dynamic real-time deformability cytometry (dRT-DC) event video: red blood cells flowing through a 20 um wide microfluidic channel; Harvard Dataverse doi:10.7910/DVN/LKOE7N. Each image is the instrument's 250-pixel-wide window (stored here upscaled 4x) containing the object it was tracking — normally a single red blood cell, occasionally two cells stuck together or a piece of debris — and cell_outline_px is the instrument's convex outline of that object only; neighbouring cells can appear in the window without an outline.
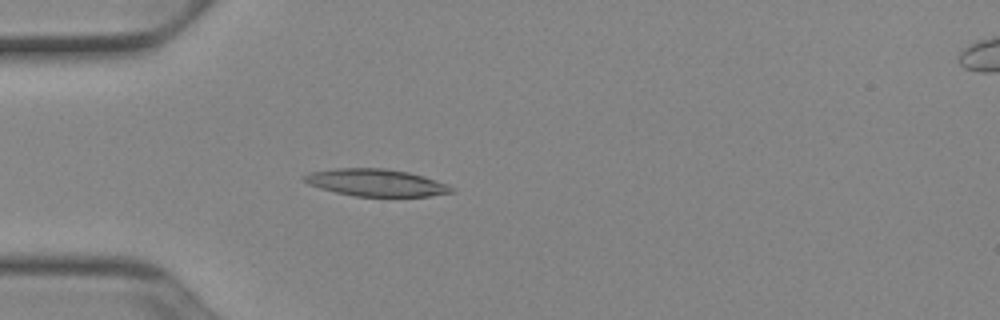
{"species": "Egyptian fruit bat (a non-hibernating species)", "species_latin": "Rousettus aegyptiacus", "temperature_condition": "cold", "stored_images_in_passage": 47, "camera_frame_rate_fps": 3000, "um_per_image_px": 0.085, "animal": {"sex": "female"}, "frame": {"image": 1, "passage_image": 10, "time_ms": 3.0, "image_size_px": [1000, 320], "cell_outline_px": [[456, 188], [452, 192], [428, 196], [356, 196], [336, 192], [320, 188], [308, 184], [304, 180], [304, 176], [312, 172], [336, 168], [384, 168], [408, 172], [424, 176], [448, 184]], "centroid_in_image_um": [32.0, 15.52], "position_along_channel_um": 53.0, "area_um2": 23.12}}
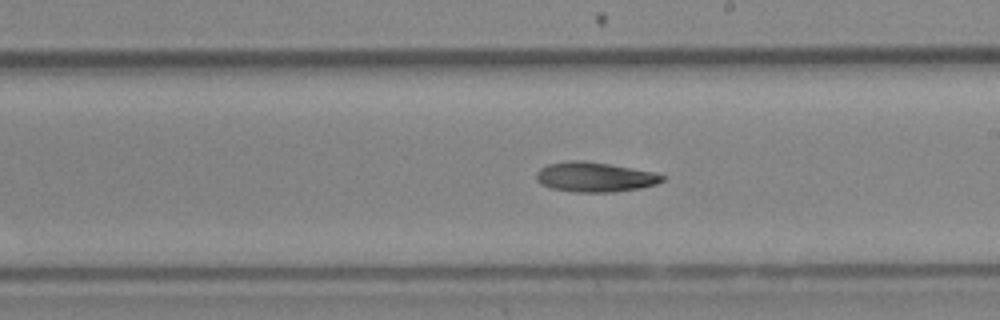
{"frame": {"image": 2, "passage_image": 25, "time_ms": 8.0, "image_size_px": [1000, 320], "cell_outline_px": [[664, 180], [656, 184], [640, 188], [616, 192], [576, 192], [552, 188], [540, 184], [536, 180], [536, 172], [540, 168], [548, 164], [568, 160], [584, 160], [608, 164], [652, 172], [664, 176]], "centroid_in_image_um": [50.51, 15.05], "position_along_channel_um": 238.5, "area_um2": 21.79}}
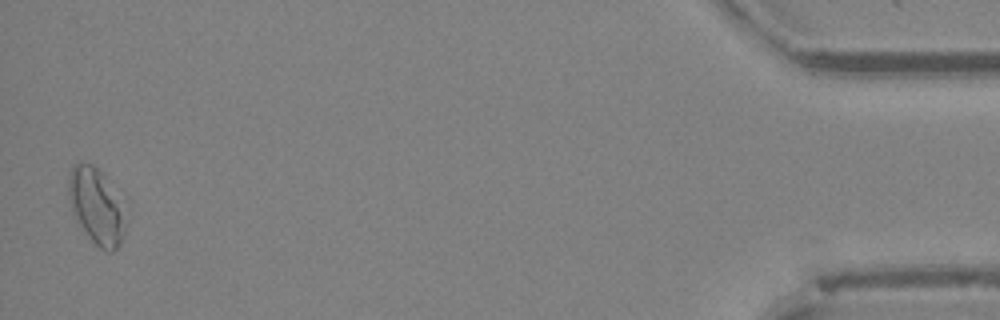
{"frame": {"image": 3, "passage_image": 46, "time_ms": 15.0, "image_size_px": [1000, 320], "cell_outline_px": [[124, 236], [120, 244], [112, 252], [108, 252], [100, 248], [88, 236], [72, 212], [68, 196], [68, 172], [72, 164], [80, 160], [92, 164], [104, 172], [120, 216], [124, 228]], "centroid_in_image_um": [8.06, 17.47], "position_along_channel_um": 427.1, "area_um2": 24.1}}